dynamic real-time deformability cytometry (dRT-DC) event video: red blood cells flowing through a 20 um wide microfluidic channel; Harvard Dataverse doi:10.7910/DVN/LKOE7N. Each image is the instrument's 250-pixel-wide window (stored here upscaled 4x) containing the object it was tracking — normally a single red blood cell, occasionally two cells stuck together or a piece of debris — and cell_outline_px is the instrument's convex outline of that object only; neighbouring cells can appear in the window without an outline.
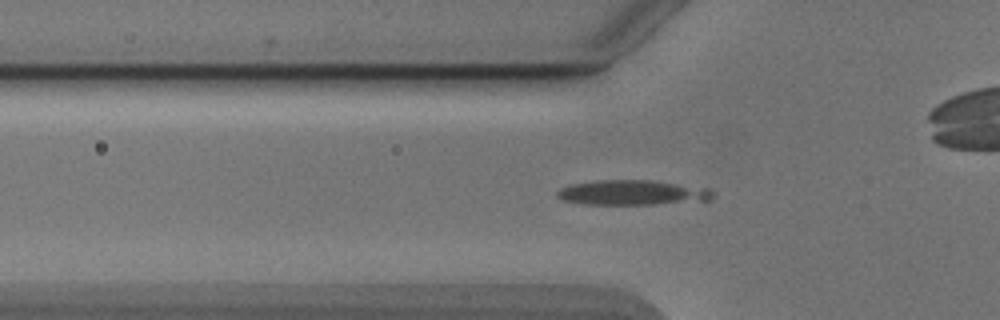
{"species": "Egyptian fruit bat (a non-hibernating species)", "species_latin": "Rousettus aegyptiacus", "temperature_condition": "cold", "stored_images_in_passage": 40, "camera_frame_rate_fps": 3000, "um_per_image_px": 0.085, "animal": {"sex": "male"}, "frame": {"image": 1, "passage_image": 4, "time_ms": 1.0, "image_size_px": [1000, 320], "cell_outline_px": [[716, 196], [712, 200], [656, 204], [580, 204], [564, 200], [556, 196], [556, 192], [560, 188], [572, 184], [596, 180], [648, 180], [712, 188]], "centroid_in_image_um": [53.81, 16.37], "position_along_channel_um": 72.0, "area_um2": 22.83}}
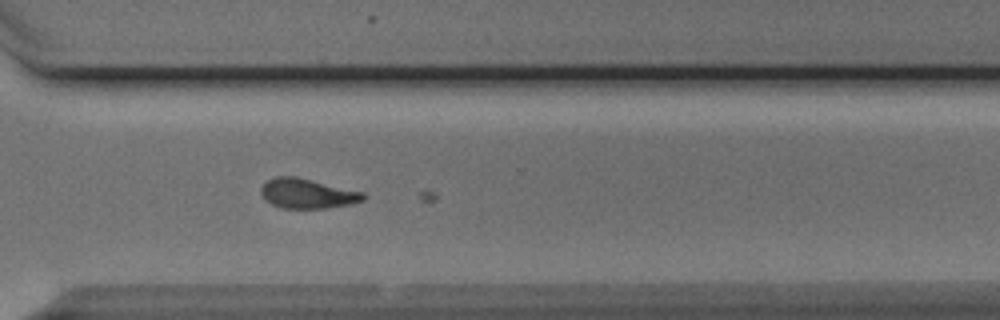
{"frame": {"image": 2, "passage_image": 25, "time_ms": 8.0, "image_size_px": [1000, 320], "cell_outline_px": [[368, 196], [364, 200], [352, 204], [324, 208], [280, 208], [264, 200], [260, 192], [260, 188], [268, 180], [276, 176], [296, 176], [364, 192]], "centroid_in_image_um": [26.13, 16.45], "position_along_channel_um": 344.5, "area_um2": 17.92}}
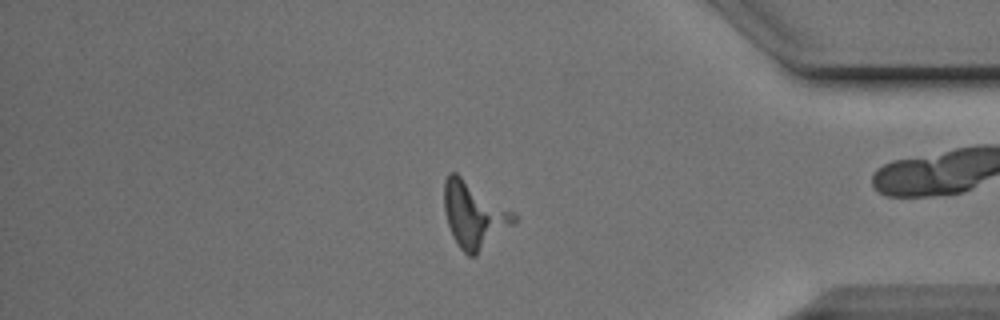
{"frame": {"image": 3, "passage_image": 31, "time_ms": 10.0, "image_size_px": [1000, 320], "cell_outline_px": [[516, 224], [476, 256], [468, 256], [460, 248], [452, 236], [444, 212], [444, 180], [448, 172], [456, 172], [512, 212], [516, 216]], "centroid_in_image_um": [40.27, 18.3], "position_along_channel_um": 394.9, "area_um2": 26.76}}